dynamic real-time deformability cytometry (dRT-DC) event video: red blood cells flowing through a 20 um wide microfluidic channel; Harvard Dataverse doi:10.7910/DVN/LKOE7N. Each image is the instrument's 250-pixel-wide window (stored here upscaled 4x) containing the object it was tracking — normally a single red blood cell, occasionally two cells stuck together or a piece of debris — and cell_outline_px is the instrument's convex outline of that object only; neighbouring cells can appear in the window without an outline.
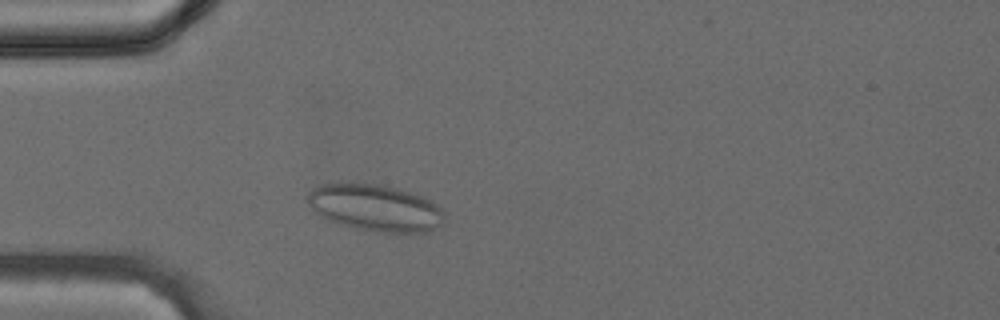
{"species": "common noctule bat (a hibernating species)", "species_latin": "Nyctalus noctula", "temperature_condition": "cold", "stored_images_in_passage": 34, "camera_frame_rate_fps": 3000, "um_per_image_px": 0.085, "animal": {"sex": "female", "body_mass_g": 24.6, "forearm_length_mm": 56.2}, "frame": {"image": 1, "passage_image": 6, "time_ms": 1.667, "image_size_px": [1000, 320], "cell_outline_px": [[444, 224], [428, 232], [376, 232], [356, 228], [340, 224], [328, 220], [320, 216], [308, 204], [308, 192], [312, 188], [320, 184], [340, 180], [380, 184], [396, 188], [420, 196], [436, 204], [444, 212]], "centroid_in_image_um": [31.85, 17.63], "position_along_channel_um": 53.2, "area_um2": 37.86}}